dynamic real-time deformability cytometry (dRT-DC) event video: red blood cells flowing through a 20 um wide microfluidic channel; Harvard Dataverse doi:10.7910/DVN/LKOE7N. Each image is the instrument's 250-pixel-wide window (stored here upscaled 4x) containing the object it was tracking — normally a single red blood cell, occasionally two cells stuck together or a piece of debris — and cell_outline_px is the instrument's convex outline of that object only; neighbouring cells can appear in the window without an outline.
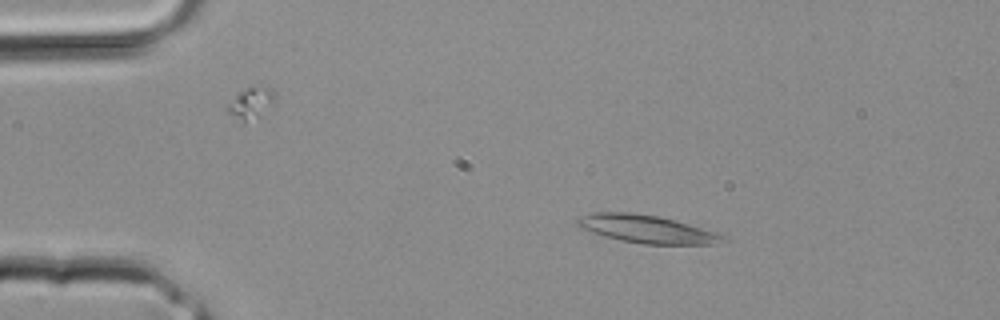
{"species": "common noctule bat (a hibernating species)", "species_latin": "Nyctalus noctula", "temperature_condition": "room temperature", "stored_images_in_passage": 2, "camera_frame_rate_fps": 3000, "um_per_image_px": 0.085, "animal": {"sex": "male", "body_mass_g": 20.4}, "frame": {"image": 1, "passage_image": 1, "time_ms": 0.0, "image_size_px": [1000, 320], "cell_outline_px": [[728, 240], [712, 244], [644, 244], [620, 240], [604, 236], [580, 228], [576, 224], [576, 220], [580, 216], [596, 212], [628, 212], [656, 216], [688, 224], [716, 232], [724, 236]], "centroid_in_image_um": [54.94, 19.47], "position_along_channel_um": 30.1, "area_um2": 23.35}}